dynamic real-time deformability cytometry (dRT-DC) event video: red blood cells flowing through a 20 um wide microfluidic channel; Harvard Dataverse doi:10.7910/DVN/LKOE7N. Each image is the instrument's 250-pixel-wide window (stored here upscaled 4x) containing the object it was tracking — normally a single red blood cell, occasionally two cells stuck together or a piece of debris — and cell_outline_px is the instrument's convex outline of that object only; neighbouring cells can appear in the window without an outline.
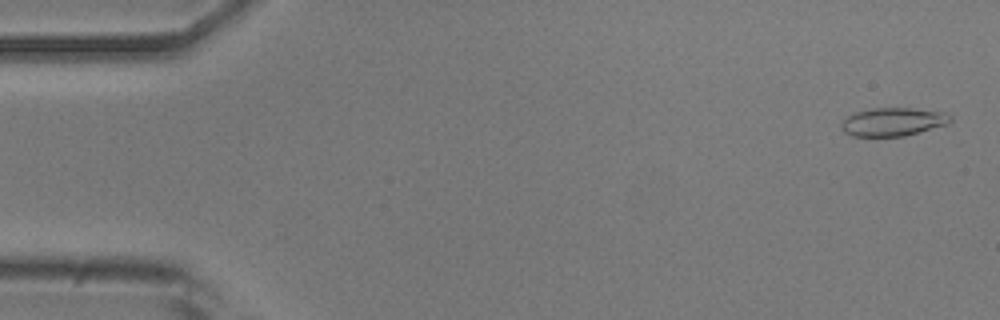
{"species": "common noctule bat (a hibernating species)", "species_latin": "Nyctalus noctula", "temperature_condition": "room temperature", "stored_images_in_passage": 53, "camera_frame_rate_fps": 3000, "um_per_image_px": 0.085, "animal": {"sex": "male", "body_mass_g": 20.5, "forearm_length_mm": 52.5}, "frame": {"image": 1, "passage_image": 2, "time_ms": 0.333, "image_size_px": [1000, 320], "cell_outline_px": [[952, 120], [948, 124], [904, 136], [852, 136], [844, 132], [840, 124], [848, 116], [856, 112], [872, 108], [912, 108], [948, 112], [952, 116]], "centroid_in_image_um": [75.95, 10.35], "position_along_channel_um": 9.1, "area_um2": 18.03}}
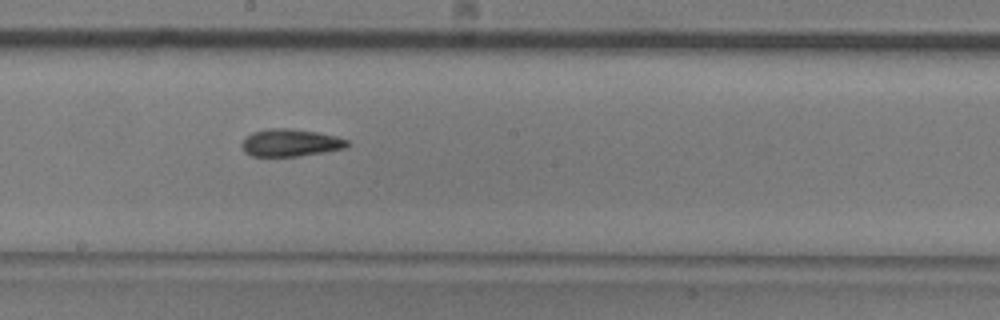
{"frame": {"image": 2, "passage_image": 29, "time_ms": 9.333, "image_size_px": [1000, 320], "cell_outline_px": [[348, 144], [344, 148], [324, 152], [300, 156], [252, 156], [244, 152], [240, 144], [252, 132], [268, 128], [288, 128], [316, 132], [336, 136], [348, 140]], "centroid_in_image_um": [24.66, 12.13], "position_along_channel_um": 223.5, "area_um2": 16.76}}
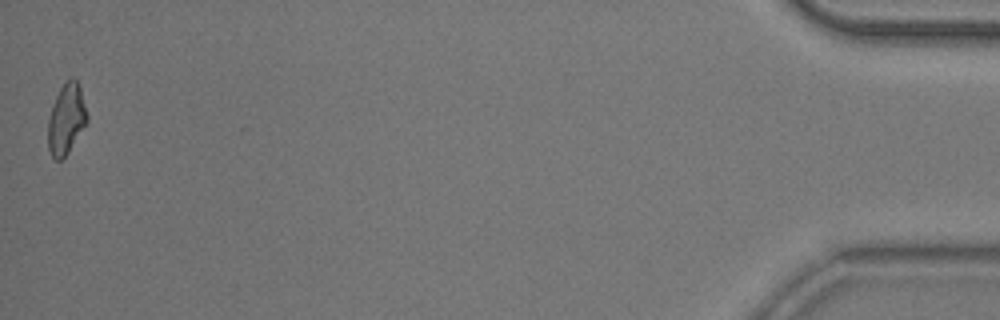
{"frame": {"image": 3, "passage_image": 53, "time_ms": 17.333, "image_size_px": [1000, 320], "cell_outline_px": [[88, 120], [68, 152], [60, 160], [56, 160], [52, 156], [48, 148], [48, 120], [56, 96], [60, 88], [72, 76], [76, 80], [80, 88], [88, 116]], "centroid_in_image_um": [5.63, 10.12], "position_along_channel_um": 429.6, "area_um2": 15.66}, "authors_computed_cell_mechanics": {"area_um2": 16.8198, "velocity_mm_per_s": 3.7842, "shape_relaxation_time_tau1_ms": 6.7269, "shape_relaxation_time_tau2_ms": 3.6713, "deformation_change_tau1": 0.1665, "deformation_change_tau2": 0.1187}}